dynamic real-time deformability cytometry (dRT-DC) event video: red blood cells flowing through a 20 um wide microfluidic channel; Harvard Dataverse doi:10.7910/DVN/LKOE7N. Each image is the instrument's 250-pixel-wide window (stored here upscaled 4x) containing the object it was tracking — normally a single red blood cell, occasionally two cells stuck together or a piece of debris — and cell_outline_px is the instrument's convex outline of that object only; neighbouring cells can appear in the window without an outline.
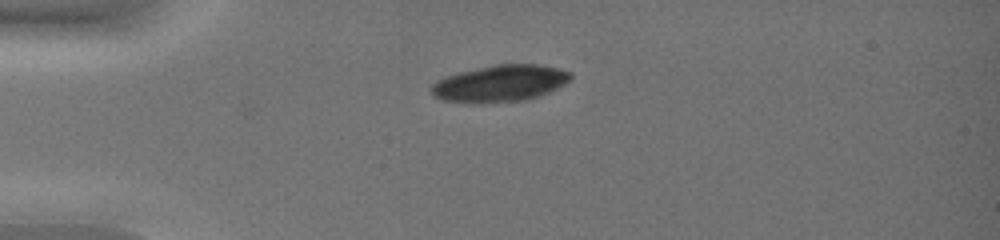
{"species": "common noctule bat (a hibernating species)", "species_latin": "Nyctalus noctula", "temperature_condition": "warm", "stored_images_in_passage": 33, "camera_frame_rate_fps": 3000, "um_per_image_px": 0.085, "animal": {"sex": "female", "body_mass_g": 19.0, "forearm_length_mm": 51.5}, "frame": {"image": 1, "passage_image": 1, "time_ms": 0.0, "image_size_px": [1000, 240], "cell_outline_px": [[572, 80], [540, 96], [528, 100], [476, 104], [472, 104], [444, 100], [436, 96], [432, 92], [432, 84], [436, 80], [460, 72], [496, 64], [536, 64], [556, 68], [572, 72]], "centroid_in_image_um": [42.53, 7.1], "position_along_channel_um": 42.5, "area_um2": 29.82}}
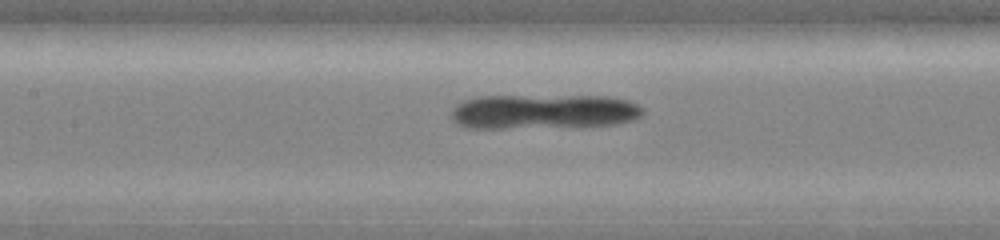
{"frame": {"image": 2, "passage_image": 12, "time_ms": 3.667, "image_size_px": [1000, 240], "cell_outline_px": [[644, 112], [636, 120], [616, 124], [584, 128], [464, 128], [456, 124], [452, 120], [452, 112], [456, 104], [460, 100], [480, 96], [608, 96], [628, 100], [644, 108]], "centroid_in_image_um": [46.23, 9.51], "position_along_channel_um": 161.2, "area_um2": 40.06}}
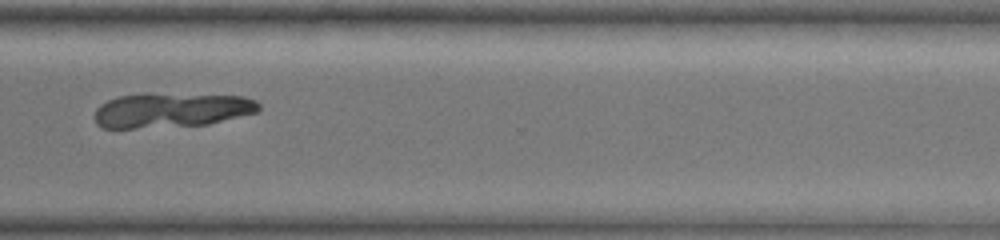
{"frame": {"image": 3, "passage_image": 26, "time_ms": 8.333, "image_size_px": [1000, 240], "cell_outline_px": [[260, 112], [208, 124], [132, 128], [100, 128], [96, 124], [96, 108], [100, 104], [116, 96], [144, 92], [240, 96], [256, 100], [260, 104]], "centroid_in_image_um": [14.56, 9.34], "position_along_channel_um": 356.0, "area_um2": 33.64}}